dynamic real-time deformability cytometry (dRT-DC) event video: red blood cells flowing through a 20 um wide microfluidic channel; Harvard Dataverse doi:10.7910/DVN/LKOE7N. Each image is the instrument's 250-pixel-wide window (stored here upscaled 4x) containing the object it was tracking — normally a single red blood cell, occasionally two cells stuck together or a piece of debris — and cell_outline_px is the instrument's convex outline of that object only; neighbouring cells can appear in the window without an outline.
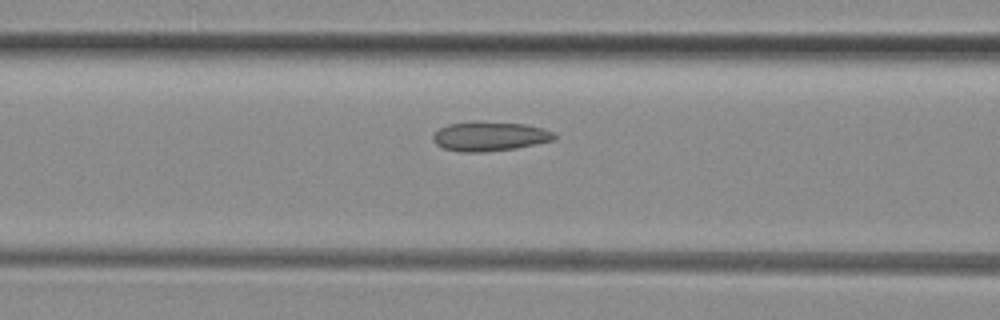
{"species": "common noctule bat (a hibernating species)", "species_latin": "Nyctalus noctula", "temperature_condition": "room temperature", "stored_images_in_passage": 7, "camera_frame_rate_fps": 3000, "um_per_image_px": 0.085, "animal": {"sex": "female", "body_mass_g": 29.2, "forearm_length_mm": 56.3}, "frame": {"image": 1, "passage_image": 5, "time_ms": 1.333, "image_size_px": [1000, 320], "cell_outline_px": [[556, 140], [516, 148], [484, 152], [460, 152], [444, 148], [436, 144], [432, 140], [432, 136], [440, 128], [448, 124], [524, 124], [540, 128], [552, 132], [556, 136]], "centroid_in_image_um": [41.63, 11.64], "position_along_channel_um": 125.0, "area_um2": 19.83}}